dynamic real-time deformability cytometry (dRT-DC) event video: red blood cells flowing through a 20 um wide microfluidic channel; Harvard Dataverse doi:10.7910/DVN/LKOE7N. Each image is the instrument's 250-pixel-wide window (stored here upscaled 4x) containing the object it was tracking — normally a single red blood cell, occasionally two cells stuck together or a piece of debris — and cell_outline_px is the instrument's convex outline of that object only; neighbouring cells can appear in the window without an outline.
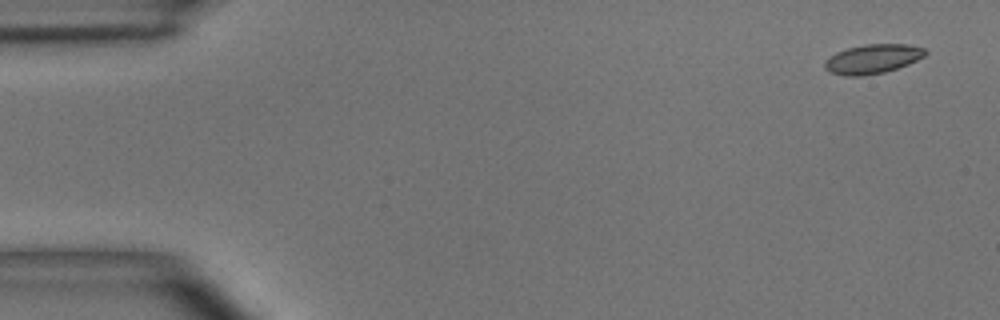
{"species": "common noctule bat (a hibernating species)", "species_latin": "Nyctalus noctula", "temperature_condition": "room temperature", "stored_images_in_passage": 5, "camera_frame_rate_fps": 3000, "um_per_image_px": 0.085, "animal": {"sex": "male", "body_mass_g": 15.6}, "frame": {"image": 1, "passage_image": 1, "time_ms": 0.0, "image_size_px": [1000, 320], "cell_outline_px": [[928, 52], [924, 56], [908, 64], [884, 72], [864, 76], [844, 76], [832, 72], [824, 68], [824, 64], [836, 52], [848, 48], [864, 44], [908, 44], [924, 48]], "centroid_in_image_um": [74.2, 5.01], "position_along_channel_um": 10.8, "area_um2": 16.99}}
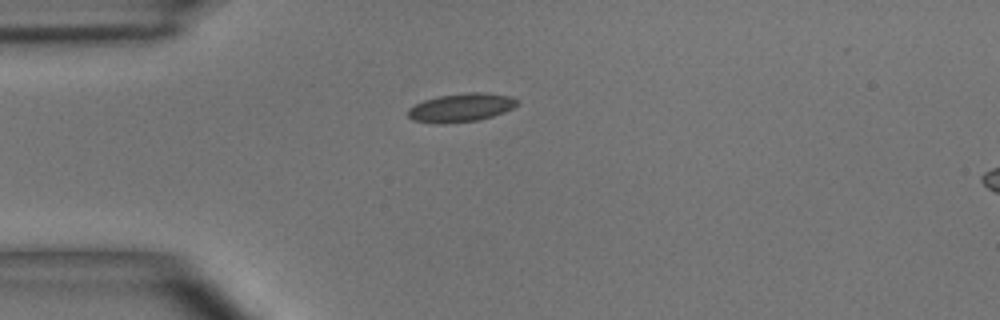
{"frame": {"image": 2, "passage_image": 4, "time_ms": 3.667, "image_size_px": [1000, 320], "cell_outline_px": [[520, 104], [504, 112], [480, 120], [440, 124], [412, 120], [408, 116], [408, 108], [424, 100], [440, 96], [468, 92], [484, 92], [512, 96], [520, 100]], "centroid_in_image_um": [39.24, 9.14], "position_along_channel_um": 45.8, "area_um2": 18.26}}